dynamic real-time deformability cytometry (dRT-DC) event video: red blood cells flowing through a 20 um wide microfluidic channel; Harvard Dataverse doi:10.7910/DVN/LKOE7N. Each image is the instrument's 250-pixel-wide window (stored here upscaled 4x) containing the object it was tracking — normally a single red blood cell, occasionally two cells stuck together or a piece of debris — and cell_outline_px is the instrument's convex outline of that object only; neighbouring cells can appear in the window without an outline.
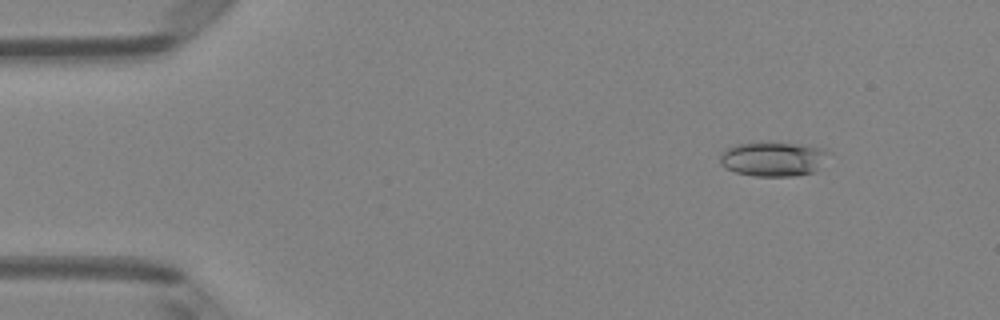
{"species": "Egyptian fruit bat (a non-hibernating species)", "species_latin": "Rousettus aegyptiacus", "temperature_condition": "room temperature", "stored_images_in_passage": 51, "camera_frame_rate_fps": 3000, "um_per_image_px": 0.085, "animal": {"sex": "female"}, "frame": {"image": 1, "passage_image": 6, "time_ms": 1.667, "image_size_px": [1000, 320], "cell_outline_px": [[832, 152], [820, 168], [816, 172], [796, 176], [756, 176], [736, 172], [720, 164], [720, 152], [736, 144], [764, 140], [800, 144], [824, 148]], "centroid_in_image_um": [65.77, 13.48], "position_along_channel_um": 19.2, "area_um2": 22.6}}
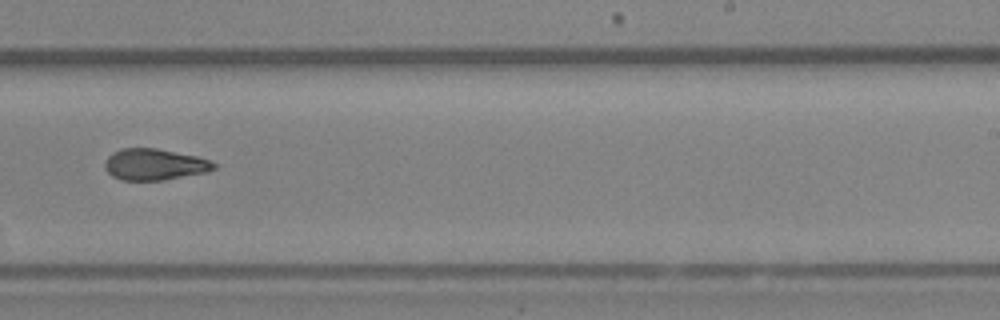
{"frame": {"image": 2, "passage_image": 32, "time_ms": 10.333, "image_size_px": [1000, 320], "cell_outline_px": [[216, 168], [208, 172], [164, 180], [120, 180], [112, 176], [104, 168], [104, 164], [108, 156], [112, 152], [120, 148], [156, 148], [196, 156], [212, 160], [216, 164]], "centroid_in_image_um": [13.14, 13.98], "position_along_channel_um": 275.9, "area_um2": 20.11}}
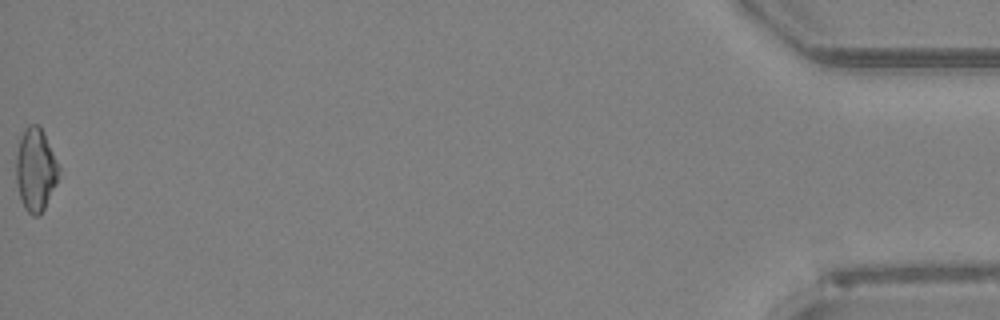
{"frame": {"image": 3, "passage_image": 51, "time_ms": 16.667, "image_size_px": [1000, 320], "cell_outline_px": [[60, 168], [56, 184], [40, 216], [32, 216], [24, 208], [20, 196], [16, 180], [16, 156], [20, 140], [24, 128], [28, 124], [40, 124], [44, 132]], "centroid_in_image_um": [3.02, 14.41], "position_along_channel_um": 432.2, "area_um2": 20.63}, "authors_computed_cell_mechanics": {"area_um2": 20.4034, "velocity_mm_per_s": 4.0332, "shape_relaxation_time_tau1_ms": null, "shape_relaxation_time_tau2_ms": 3.1296, "deformation_change_tau1": null, "deformation_change_tau2": 0.1097}}